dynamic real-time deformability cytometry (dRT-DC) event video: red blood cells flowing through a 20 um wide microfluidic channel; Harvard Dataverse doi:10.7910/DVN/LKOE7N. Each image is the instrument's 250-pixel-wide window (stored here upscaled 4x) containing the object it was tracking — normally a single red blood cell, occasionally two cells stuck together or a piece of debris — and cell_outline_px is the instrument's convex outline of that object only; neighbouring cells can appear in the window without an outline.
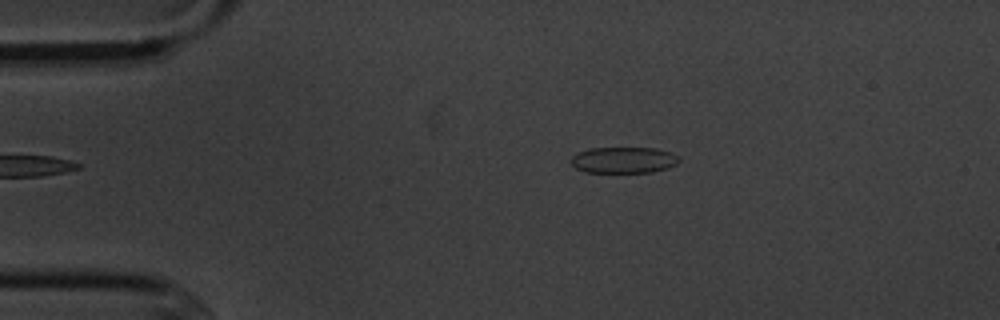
{"species": "common noctule bat (a hibernating species)", "species_latin": "Nyctalus noctula", "temperature_condition": "cold", "stored_images_in_passage": 4, "camera_frame_rate_fps": 3000, "um_per_image_px": 0.085, "animal": {"sex": "male", "body_mass_g": 20.1, "forearm_length_mm": 53.5}, "frame": {"image": 1, "passage_image": 4, "time_ms": 3.333, "image_size_px": [1000, 320], "cell_outline_px": [[680, 160], [676, 164], [668, 168], [652, 172], [584, 172], [576, 168], [572, 164], [572, 156], [576, 152], [592, 148], [656, 148], [668, 152], [676, 156]], "centroid_in_image_um": [52.98, 13.6], "position_along_channel_um": 32.0, "area_um2": 16.36}}